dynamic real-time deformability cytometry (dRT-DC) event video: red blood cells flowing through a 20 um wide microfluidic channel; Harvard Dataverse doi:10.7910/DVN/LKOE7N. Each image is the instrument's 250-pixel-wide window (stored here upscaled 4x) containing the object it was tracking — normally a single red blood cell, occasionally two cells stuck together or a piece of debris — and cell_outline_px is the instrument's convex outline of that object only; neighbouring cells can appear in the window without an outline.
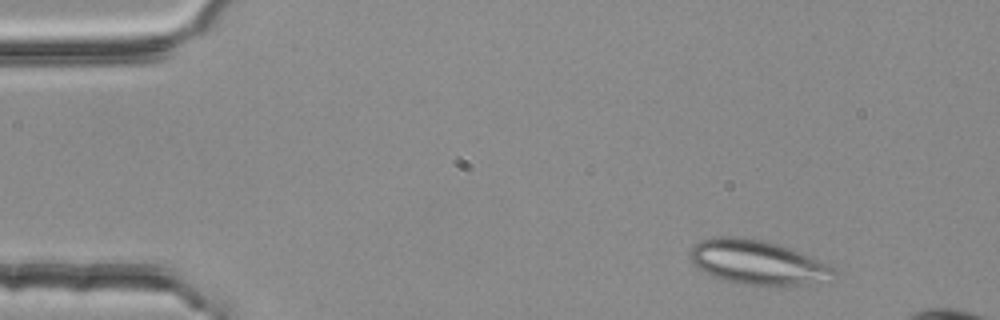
{"species": "common noctule bat (a hibernating species)", "species_latin": "Nyctalus noctula", "temperature_condition": "room temperature", "stored_images_in_passage": 3, "camera_frame_rate_fps": 3000, "um_per_image_px": 0.085, "animal": {"sex": "female", "body_mass_g": 25.1}, "frame": {"image": 1, "passage_image": 1, "time_ms": 0.0, "image_size_px": [1000, 320], "cell_outline_px": [[836, 280], [832, 284], [744, 284], [724, 280], [708, 276], [692, 264], [688, 252], [692, 244], [700, 240], [724, 236], [732, 236], [760, 240], [780, 244], [812, 256], [836, 268]], "centroid_in_image_um": [64.45, 22.31], "position_along_channel_um": 20.6, "area_um2": 37.86}}